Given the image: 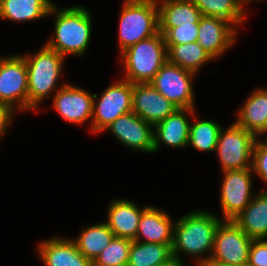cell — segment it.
I'll return each mask as SVG.
<instances>
[{
	"instance_id": "1",
	"label": "cell",
	"mask_w": 267,
	"mask_h": 266,
	"mask_svg": "<svg viewBox=\"0 0 267 266\" xmlns=\"http://www.w3.org/2000/svg\"><path fill=\"white\" fill-rule=\"evenodd\" d=\"M222 221L208 212L196 211L185 215L174 224L173 257L182 262L180 251L199 255L213 250L215 233Z\"/></svg>"
},
{
	"instance_id": "2",
	"label": "cell",
	"mask_w": 267,
	"mask_h": 266,
	"mask_svg": "<svg viewBox=\"0 0 267 266\" xmlns=\"http://www.w3.org/2000/svg\"><path fill=\"white\" fill-rule=\"evenodd\" d=\"M91 36L90 12L80 6H73L58 11L55 19V38L46 46L57 51L65 58L67 54L82 56Z\"/></svg>"
},
{
	"instance_id": "3",
	"label": "cell",
	"mask_w": 267,
	"mask_h": 266,
	"mask_svg": "<svg viewBox=\"0 0 267 266\" xmlns=\"http://www.w3.org/2000/svg\"><path fill=\"white\" fill-rule=\"evenodd\" d=\"M125 65V79L132 84L149 83L167 61L164 36L156 35L127 48L121 54Z\"/></svg>"
},
{
	"instance_id": "4",
	"label": "cell",
	"mask_w": 267,
	"mask_h": 266,
	"mask_svg": "<svg viewBox=\"0 0 267 266\" xmlns=\"http://www.w3.org/2000/svg\"><path fill=\"white\" fill-rule=\"evenodd\" d=\"M158 0H126L119 26L121 53L159 32Z\"/></svg>"
},
{
	"instance_id": "5",
	"label": "cell",
	"mask_w": 267,
	"mask_h": 266,
	"mask_svg": "<svg viewBox=\"0 0 267 266\" xmlns=\"http://www.w3.org/2000/svg\"><path fill=\"white\" fill-rule=\"evenodd\" d=\"M28 70V109L49 97L61 73L64 57L46 45L33 56H24Z\"/></svg>"
},
{
	"instance_id": "6",
	"label": "cell",
	"mask_w": 267,
	"mask_h": 266,
	"mask_svg": "<svg viewBox=\"0 0 267 266\" xmlns=\"http://www.w3.org/2000/svg\"><path fill=\"white\" fill-rule=\"evenodd\" d=\"M252 241L234 221H222L215 233L212 256L201 258L198 266H246Z\"/></svg>"
},
{
	"instance_id": "7",
	"label": "cell",
	"mask_w": 267,
	"mask_h": 266,
	"mask_svg": "<svg viewBox=\"0 0 267 266\" xmlns=\"http://www.w3.org/2000/svg\"><path fill=\"white\" fill-rule=\"evenodd\" d=\"M257 139L258 137L253 133L239 127L236 123L232 124L226 132L221 129L215 151L219 155L222 170L251 168L252 161L249 160Z\"/></svg>"
},
{
	"instance_id": "8",
	"label": "cell",
	"mask_w": 267,
	"mask_h": 266,
	"mask_svg": "<svg viewBox=\"0 0 267 266\" xmlns=\"http://www.w3.org/2000/svg\"><path fill=\"white\" fill-rule=\"evenodd\" d=\"M133 84L122 80L109 86L96 104L94 94L92 128L93 132H102L119 116L132 112Z\"/></svg>"
},
{
	"instance_id": "9",
	"label": "cell",
	"mask_w": 267,
	"mask_h": 266,
	"mask_svg": "<svg viewBox=\"0 0 267 266\" xmlns=\"http://www.w3.org/2000/svg\"><path fill=\"white\" fill-rule=\"evenodd\" d=\"M28 70L23 56L5 57L0 62V104L14 110L28 109ZM15 103V104H14Z\"/></svg>"
},
{
	"instance_id": "10",
	"label": "cell",
	"mask_w": 267,
	"mask_h": 266,
	"mask_svg": "<svg viewBox=\"0 0 267 266\" xmlns=\"http://www.w3.org/2000/svg\"><path fill=\"white\" fill-rule=\"evenodd\" d=\"M193 75L167 60L149 83L177 108L194 109Z\"/></svg>"
},
{
	"instance_id": "11",
	"label": "cell",
	"mask_w": 267,
	"mask_h": 266,
	"mask_svg": "<svg viewBox=\"0 0 267 266\" xmlns=\"http://www.w3.org/2000/svg\"><path fill=\"white\" fill-rule=\"evenodd\" d=\"M251 168L224 171L221 207L225 221H233L251 202Z\"/></svg>"
},
{
	"instance_id": "12",
	"label": "cell",
	"mask_w": 267,
	"mask_h": 266,
	"mask_svg": "<svg viewBox=\"0 0 267 266\" xmlns=\"http://www.w3.org/2000/svg\"><path fill=\"white\" fill-rule=\"evenodd\" d=\"M152 126L132 111L119 116L106 127V130L109 129L126 147L152 153L154 152Z\"/></svg>"
},
{
	"instance_id": "13",
	"label": "cell",
	"mask_w": 267,
	"mask_h": 266,
	"mask_svg": "<svg viewBox=\"0 0 267 266\" xmlns=\"http://www.w3.org/2000/svg\"><path fill=\"white\" fill-rule=\"evenodd\" d=\"M176 109L150 83L133 84L132 111L153 126L167 118Z\"/></svg>"
},
{
	"instance_id": "14",
	"label": "cell",
	"mask_w": 267,
	"mask_h": 266,
	"mask_svg": "<svg viewBox=\"0 0 267 266\" xmlns=\"http://www.w3.org/2000/svg\"><path fill=\"white\" fill-rule=\"evenodd\" d=\"M94 95L81 88L64 84L53 98V106L68 122L83 124L93 116Z\"/></svg>"
},
{
	"instance_id": "15",
	"label": "cell",
	"mask_w": 267,
	"mask_h": 266,
	"mask_svg": "<svg viewBox=\"0 0 267 266\" xmlns=\"http://www.w3.org/2000/svg\"><path fill=\"white\" fill-rule=\"evenodd\" d=\"M232 26L226 20L202 15L197 42L215 59L235 42L236 30Z\"/></svg>"
},
{
	"instance_id": "16",
	"label": "cell",
	"mask_w": 267,
	"mask_h": 266,
	"mask_svg": "<svg viewBox=\"0 0 267 266\" xmlns=\"http://www.w3.org/2000/svg\"><path fill=\"white\" fill-rule=\"evenodd\" d=\"M174 224L169 215L155 207L147 206L139 220L135 241L173 246Z\"/></svg>"
},
{
	"instance_id": "17",
	"label": "cell",
	"mask_w": 267,
	"mask_h": 266,
	"mask_svg": "<svg viewBox=\"0 0 267 266\" xmlns=\"http://www.w3.org/2000/svg\"><path fill=\"white\" fill-rule=\"evenodd\" d=\"M188 112L195 114L193 109L178 108L153 126L154 152L158 151L161 142L177 148L188 145L190 124L185 116Z\"/></svg>"
},
{
	"instance_id": "18",
	"label": "cell",
	"mask_w": 267,
	"mask_h": 266,
	"mask_svg": "<svg viewBox=\"0 0 267 266\" xmlns=\"http://www.w3.org/2000/svg\"><path fill=\"white\" fill-rule=\"evenodd\" d=\"M38 251L46 266H93L71 239L54 238L42 242Z\"/></svg>"
},
{
	"instance_id": "19",
	"label": "cell",
	"mask_w": 267,
	"mask_h": 266,
	"mask_svg": "<svg viewBox=\"0 0 267 266\" xmlns=\"http://www.w3.org/2000/svg\"><path fill=\"white\" fill-rule=\"evenodd\" d=\"M146 208L139 209L133 202L128 200H114L109 207L106 223L115 237L134 241L140 217Z\"/></svg>"
},
{
	"instance_id": "20",
	"label": "cell",
	"mask_w": 267,
	"mask_h": 266,
	"mask_svg": "<svg viewBox=\"0 0 267 266\" xmlns=\"http://www.w3.org/2000/svg\"><path fill=\"white\" fill-rule=\"evenodd\" d=\"M250 238L267 237V191L252 198L246 208L233 220Z\"/></svg>"
},
{
	"instance_id": "21",
	"label": "cell",
	"mask_w": 267,
	"mask_h": 266,
	"mask_svg": "<svg viewBox=\"0 0 267 266\" xmlns=\"http://www.w3.org/2000/svg\"><path fill=\"white\" fill-rule=\"evenodd\" d=\"M239 119L235 122L239 127L258 134L267 132V91L257 89L246 100L245 105L238 111Z\"/></svg>"
},
{
	"instance_id": "22",
	"label": "cell",
	"mask_w": 267,
	"mask_h": 266,
	"mask_svg": "<svg viewBox=\"0 0 267 266\" xmlns=\"http://www.w3.org/2000/svg\"><path fill=\"white\" fill-rule=\"evenodd\" d=\"M160 1H158L160 3L158 6L159 28H173L199 23L202 15L191 0Z\"/></svg>"
},
{
	"instance_id": "23",
	"label": "cell",
	"mask_w": 267,
	"mask_h": 266,
	"mask_svg": "<svg viewBox=\"0 0 267 266\" xmlns=\"http://www.w3.org/2000/svg\"><path fill=\"white\" fill-rule=\"evenodd\" d=\"M51 0H2L0 18L12 21H30L55 13Z\"/></svg>"
},
{
	"instance_id": "24",
	"label": "cell",
	"mask_w": 267,
	"mask_h": 266,
	"mask_svg": "<svg viewBox=\"0 0 267 266\" xmlns=\"http://www.w3.org/2000/svg\"><path fill=\"white\" fill-rule=\"evenodd\" d=\"M167 60L194 74L204 63L213 60L211 55L198 43L166 44Z\"/></svg>"
},
{
	"instance_id": "25",
	"label": "cell",
	"mask_w": 267,
	"mask_h": 266,
	"mask_svg": "<svg viewBox=\"0 0 267 266\" xmlns=\"http://www.w3.org/2000/svg\"><path fill=\"white\" fill-rule=\"evenodd\" d=\"M114 237L113 231L105 222L83 229L80 236L73 241L77 249L93 262Z\"/></svg>"
},
{
	"instance_id": "26",
	"label": "cell",
	"mask_w": 267,
	"mask_h": 266,
	"mask_svg": "<svg viewBox=\"0 0 267 266\" xmlns=\"http://www.w3.org/2000/svg\"><path fill=\"white\" fill-rule=\"evenodd\" d=\"M173 258L167 244L132 241L127 266H158Z\"/></svg>"
},
{
	"instance_id": "27",
	"label": "cell",
	"mask_w": 267,
	"mask_h": 266,
	"mask_svg": "<svg viewBox=\"0 0 267 266\" xmlns=\"http://www.w3.org/2000/svg\"><path fill=\"white\" fill-rule=\"evenodd\" d=\"M201 15L220 18L232 25L243 23L245 0H191Z\"/></svg>"
},
{
	"instance_id": "28",
	"label": "cell",
	"mask_w": 267,
	"mask_h": 266,
	"mask_svg": "<svg viewBox=\"0 0 267 266\" xmlns=\"http://www.w3.org/2000/svg\"><path fill=\"white\" fill-rule=\"evenodd\" d=\"M221 126L211 120L190 124L189 141L199 151H215Z\"/></svg>"
},
{
	"instance_id": "29",
	"label": "cell",
	"mask_w": 267,
	"mask_h": 266,
	"mask_svg": "<svg viewBox=\"0 0 267 266\" xmlns=\"http://www.w3.org/2000/svg\"><path fill=\"white\" fill-rule=\"evenodd\" d=\"M132 240L114 237L92 262L93 266H127Z\"/></svg>"
},
{
	"instance_id": "30",
	"label": "cell",
	"mask_w": 267,
	"mask_h": 266,
	"mask_svg": "<svg viewBox=\"0 0 267 266\" xmlns=\"http://www.w3.org/2000/svg\"><path fill=\"white\" fill-rule=\"evenodd\" d=\"M199 23H191L173 28H159L165 44H184L197 42Z\"/></svg>"
},
{
	"instance_id": "31",
	"label": "cell",
	"mask_w": 267,
	"mask_h": 266,
	"mask_svg": "<svg viewBox=\"0 0 267 266\" xmlns=\"http://www.w3.org/2000/svg\"><path fill=\"white\" fill-rule=\"evenodd\" d=\"M251 161L252 171L267 182V144L255 141Z\"/></svg>"
},
{
	"instance_id": "32",
	"label": "cell",
	"mask_w": 267,
	"mask_h": 266,
	"mask_svg": "<svg viewBox=\"0 0 267 266\" xmlns=\"http://www.w3.org/2000/svg\"><path fill=\"white\" fill-rule=\"evenodd\" d=\"M248 266H267V241L253 239L249 248Z\"/></svg>"
},
{
	"instance_id": "33",
	"label": "cell",
	"mask_w": 267,
	"mask_h": 266,
	"mask_svg": "<svg viewBox=\"0 0 267 266\" xmlns=\"http://www.w3.org/2000/svg\"><path fill=\"white\" fill-rule=\"evenodd\" d=\"M13 116V110L3 104H0V138L5 133L8 124L11 122Z\"/></svg>"
},
{
	"instance_id": "34",
	"label": "cell",
	"mask_w": 267,
	"mask_h": 266,
	"mask_svg": "<svg viewBox=\"0 0 267 266\" xmlns=\"http://www.w3.org/2000/svg\"><path fill=\"white\" fill-rule=\"evenodd\" d=\"M158 266H185V265L173 257L170 261H168L164 264L158 265Z\"/></svg>"
},
{
	"instance_id": "35",
	"label": "cell",
	"mask_w": 267,
	"mask_h": 266,
	"mask_svg": "<svg viewBox=\"0 0 267 266\" xmlns=\"http://www.w3.org/2000/svg\"><path fill=\"white\" fill-rule=\"evenodd\" d=\"M247 3H249V2H252V1H254V0H245Z\"/></svg>"
}]
</instances>
